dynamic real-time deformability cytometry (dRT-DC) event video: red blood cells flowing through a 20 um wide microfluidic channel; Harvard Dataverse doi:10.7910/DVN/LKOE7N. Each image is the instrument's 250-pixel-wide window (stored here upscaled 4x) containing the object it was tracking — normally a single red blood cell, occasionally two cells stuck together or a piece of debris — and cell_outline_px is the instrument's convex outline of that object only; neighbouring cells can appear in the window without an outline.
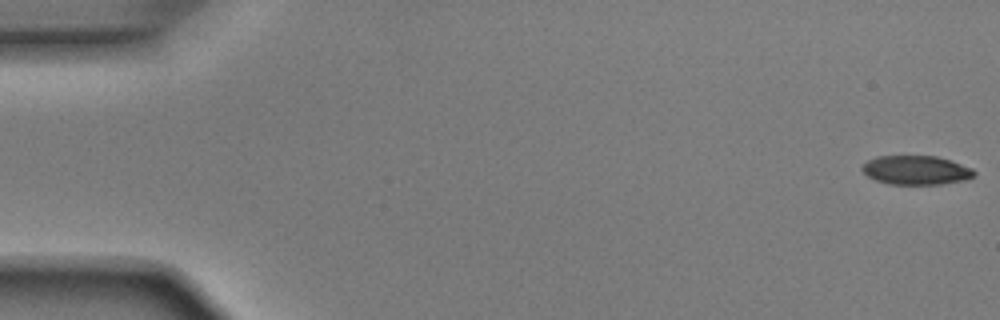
{"species": "Egyptian fruit bat (a non-hibernating species)", "species_latin": "Rousettus aegyptiacus", "temperature_condition": "room temperature", "stored_images_in_passage": 49, "camera_frame_rate_fps": 3000, "um_per_image_px": 0.085, "animal": {"sex": "male"}, "frame": {"image": 1, "passage_image": 1, "time_ms": 0.0, "image_size_px": [1000, 320], "cell_outline_px": [[976, 176], [968, 180], [940, 184], [888, 184], [876, 180], [868, 176], [860, 168], [868, 160], [876, 156], [936, 156], [972, 168], [976, 172]], "centroid_in_image_um": [77.88, 14.47], "position_along_channel_um": 7.1, "area_um2": 18.96}}
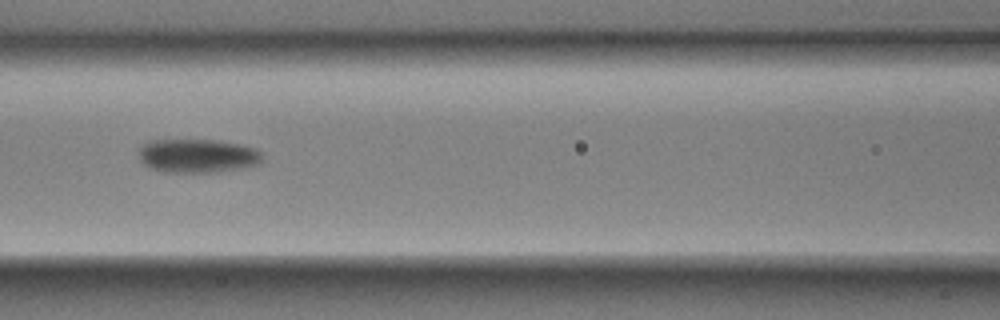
{"frame": {"image": 2, "passage_image": 23, "time_ms": 7.333, "image_size_px": [1000, 320], "cell_outline_px": [[260, 164], [244, 168], [216, 172], [164, 172], [152, 168], [144, 164], [140, 160], [140, 148], [148, 140], [216, 140], [240, 144], [256, 148], [260, 152]], "centroid_in_image_um": [16.8, 13.24], "position_along_channel_um": 149.8, "area_um2": 24.28}}
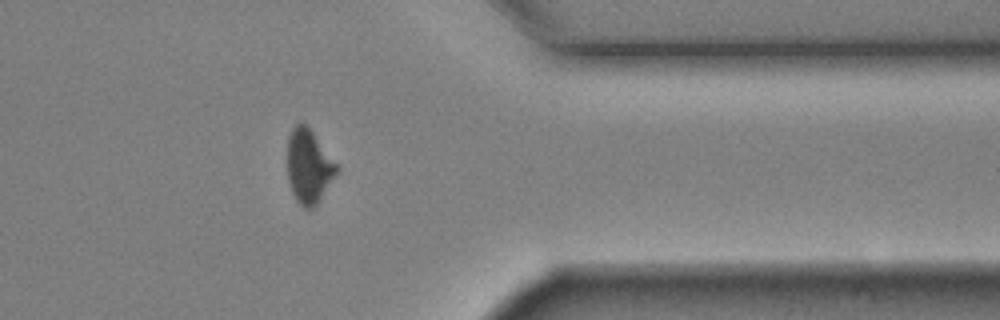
{"frame": {"image": 3, "passage_image": 42, "time_ms": 13.667, "image_size_px": [1000, 320], "cell_outline_px": [[340, 168], [316, 204], [312, 208], [304, 208], [296, 200], [292, 192], [288, 180], [288, 136], [292, 128], [296, 124], [304, 124], [312, 132]], "centroid_in_image_um": [26.23, 14.15], "position_along_channel_um": 385.2, "area_um2": 20.69}, "authors_computed_cell_mechanics": {"area_um2": 22.6576, "velocity_mm_per_s": 3.9262, "shape_relaxation_time_tau1_ms": 2.6617, "shape_relaxation_time_tau2_ms": 2.5307, "deformation_change_tau1": 0.1316, "deformation_change_tau2": 0.0588}}